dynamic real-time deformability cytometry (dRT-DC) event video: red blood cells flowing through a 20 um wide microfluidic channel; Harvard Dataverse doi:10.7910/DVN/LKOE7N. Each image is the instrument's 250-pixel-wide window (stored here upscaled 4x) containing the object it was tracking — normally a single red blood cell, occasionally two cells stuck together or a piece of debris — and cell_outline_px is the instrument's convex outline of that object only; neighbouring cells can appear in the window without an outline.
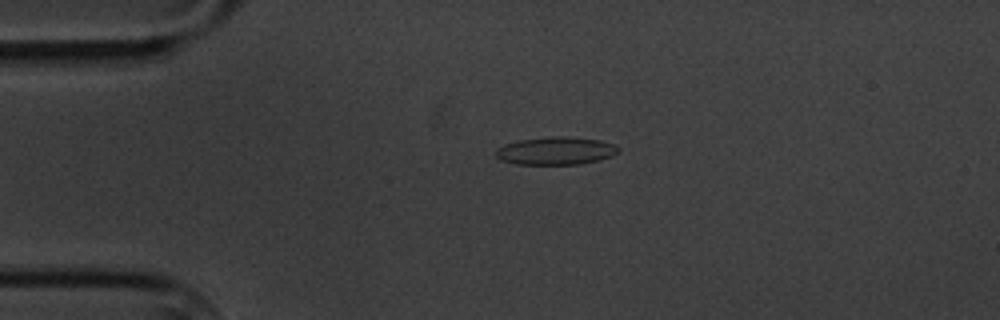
{"species": "common noctule bat (a hibernating species)", "species_latin": "Nyctalus noctula", "temperature_condition": "cold", "stored_images_in_passage": 4, "camera_frame_rate_fps": 3000, "um_per_image_px": 0.085, "animal": {"sex": "male", "body_mass_g": 20.1, "forearm_length_mm": 53.5}, "frame": {"image": 1, "passage_image": 2, "time_ms": 1.333, "image_size_px": [1000, 320], "cell_outline_px": [[620, 148], [612, 156], [600, 160], [580, 164], [516, 164], [500, 160], [496, 156], [496, 148], [504, 144], [520, 140], [552, 136], [564, 136], [600, 140], [616, 144]], "centroid_in_image_um": [47.25, 12.82], "position_along_channel_um": 37.8, "area_um2": 19.94}}